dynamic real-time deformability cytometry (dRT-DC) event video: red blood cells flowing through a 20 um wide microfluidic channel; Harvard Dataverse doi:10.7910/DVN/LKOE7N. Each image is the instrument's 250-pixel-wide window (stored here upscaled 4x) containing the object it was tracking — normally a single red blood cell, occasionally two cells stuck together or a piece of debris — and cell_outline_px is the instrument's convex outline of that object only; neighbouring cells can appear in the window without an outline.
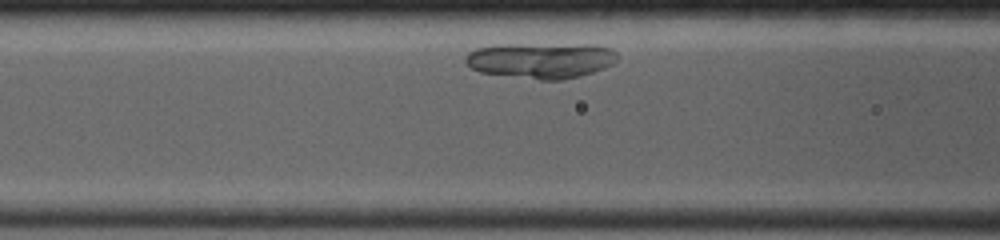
{"species": "common noctule bat (a hibernating species)", "species_latin": "Nyctalus noctula", "temperature_condition": "room temperature", "stored_images_in_passage": 5, "camera_frame_rate_fps": 4000, "um_per_image_px": 0.085, "animal": {"sex": "female", "body_mass_g": 19.0, "forearm_length_mm": 53.3}, "frame": {"image": 1, "passage_image": 4, "time_ms": 1.5, "image_size_px": [1000, 240], "cell_outline_px": [[620, 56], [612, 64], [604, 68], [580, 76], [560, 80], [540, 80], [480, 72], [472, 68], [464, 60], [464, 56], [468, 52], [476, 48], [496, 44], [596, 44], [612, 48]], "centroid_in_image_um": [46.0, 5.11], "position_along_channel_um": 120.6, "area_um2": 32.08}}